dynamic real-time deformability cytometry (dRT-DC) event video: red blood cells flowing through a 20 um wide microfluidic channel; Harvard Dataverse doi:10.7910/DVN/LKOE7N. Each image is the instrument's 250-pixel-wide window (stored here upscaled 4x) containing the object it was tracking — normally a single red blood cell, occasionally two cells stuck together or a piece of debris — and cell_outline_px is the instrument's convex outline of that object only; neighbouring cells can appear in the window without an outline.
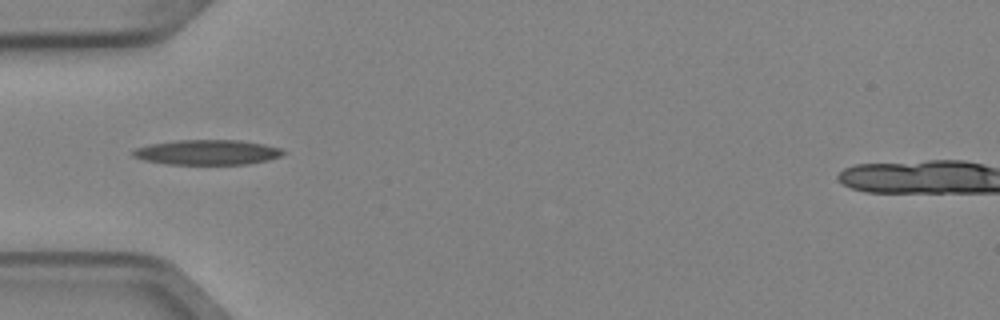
{"species": "Egyptian fruit bat (a non-hibernating species)", "species_latin": "Rousettus aegyptiacus", "temperature_condition": "cold", "stored_images_in_passage": 5, "camera_frame_rate_fps": 3000, "um_per_image_px": 0.085, "animal": {"sex": "female"}, "frame": {"image": 1, "passage_image": 5, "time_ms": 1.333, "image_size_px": [1000, 320], "cell_outline_px": [[284, 152], [280, 156], [268, 160], [248, 164], [168, 164], [144, 160], [132, 156], [132, 152], [136, 148], [148, 144], [176, 140], [240, 140], [264, 144], [280, 148]], "centroid_in_image_um": [17.6, 12.94], "position_along_channel_um": 67.4, "area_um2": 21.85}}